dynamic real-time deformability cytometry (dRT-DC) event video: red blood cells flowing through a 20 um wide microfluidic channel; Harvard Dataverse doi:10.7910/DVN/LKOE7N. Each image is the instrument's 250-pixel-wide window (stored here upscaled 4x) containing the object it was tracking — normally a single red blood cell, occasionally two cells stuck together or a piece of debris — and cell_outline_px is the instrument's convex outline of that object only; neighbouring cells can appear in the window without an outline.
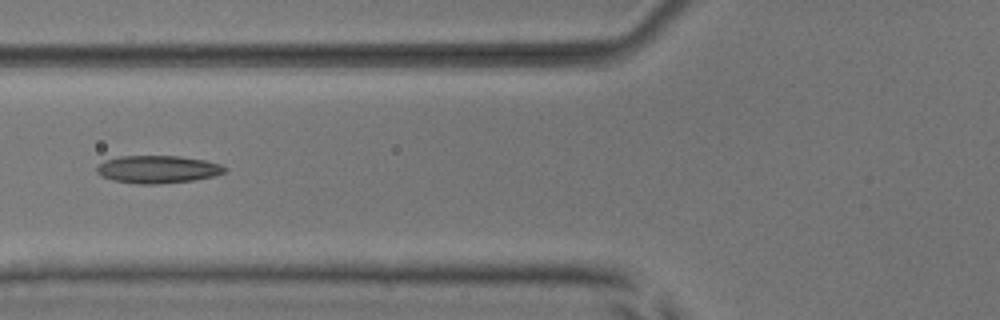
{"species": "common noctule bat (a hibernating species)", "species_latin": "Nyctalus noctula", "temperature_condition": "room temperature", "stored_images_in_passage": 38, "camera_frame_rate_fps": 3000, "um_per_image_px": 0.085, "animal": {"sex": "male", "body_mass_g": 17.9, "forearm_length_mm": 54.2}, "frame": {"image": 1, "passage_image": 6, "time_ms": 1.667, "image_size_px": [1000, 320], "cell_outline_px": [[228, 168], [224, 172], [212, 176], [196, 180], [160, 184], [136, 184], [112, 180], [100, 176], [96, 172], [96, 168], [104, 160], [120, 156], [180, 156], [204, 160], [220, 164]], "centroid_in_image_um": [13.38, 14.4], "position_along_channel_um": 112.4, "area_um2": 20.75}}
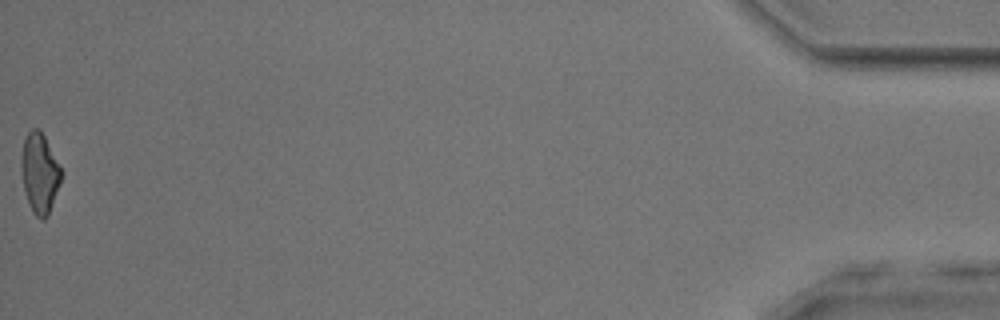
{"frame": {"image": 2, "passage_image": 38, "time_ms": 12.333, "image_size_px": [1000, 320], "cell_outline_px": [[64, 172], [60, 184], [48, 216], [44, 220], [40, 220], [32, 212], [28, 204], [20, 172], [20, 160], [24, 140], [28, 132], [32, 128], [40, 128]], "centroid_in_image_um": [3.37, 14.72], "position_along_channel_um": 431.8, "area_um2": 19.07}, "authors_computed_cell_mechanics": {"area_um2": 19.2474, "velocity_mm_per_s": 3.9123, "shape_relaxation_time_tau1_ms": 9.2328, "shape_relaxation_time_tau2_ms": 3.0402, "deformation_change_tau1": 0.2083, "deformation_change_tau2": 0.117}}